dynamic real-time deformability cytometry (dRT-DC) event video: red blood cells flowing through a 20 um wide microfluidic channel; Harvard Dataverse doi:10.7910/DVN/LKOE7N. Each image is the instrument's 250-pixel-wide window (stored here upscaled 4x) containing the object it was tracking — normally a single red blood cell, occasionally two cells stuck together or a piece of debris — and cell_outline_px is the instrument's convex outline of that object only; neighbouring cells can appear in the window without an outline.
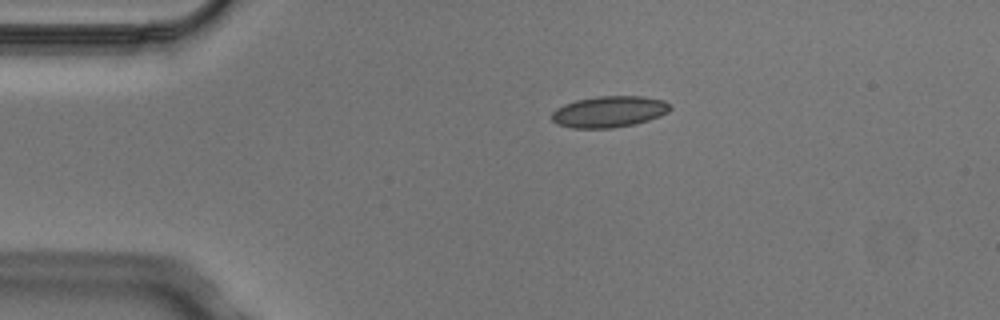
{"species": "Egyptian fruit bat (a non-hibernating species)", "species_latin": "Rousettus aegyptiacus", "temperature_condition": "cold", "stored_images_in_passage": 2, "camera_frame_rate_fps": 3000, "um_per_image_px": 0.085, "animal": {"sex": "male"}, "frame": {"image": 1, "passage_image": 1, "time_ms": 0.0, "image_size_px": [1000, 320], "cell_outline_px": [[672, 108], [668, 112], [660, 116], [636, 124], [612, 128], [572, 128], [556, 124], [552, 120], [552, 112], [556, 108], [564, 104], [576, 100], [596, 96], [644, 96], [664, 100]], "centroid_in_image_um": [51.77, 9.49], "position_along_channel_um": 33.2, "area_um2": 21.73}}